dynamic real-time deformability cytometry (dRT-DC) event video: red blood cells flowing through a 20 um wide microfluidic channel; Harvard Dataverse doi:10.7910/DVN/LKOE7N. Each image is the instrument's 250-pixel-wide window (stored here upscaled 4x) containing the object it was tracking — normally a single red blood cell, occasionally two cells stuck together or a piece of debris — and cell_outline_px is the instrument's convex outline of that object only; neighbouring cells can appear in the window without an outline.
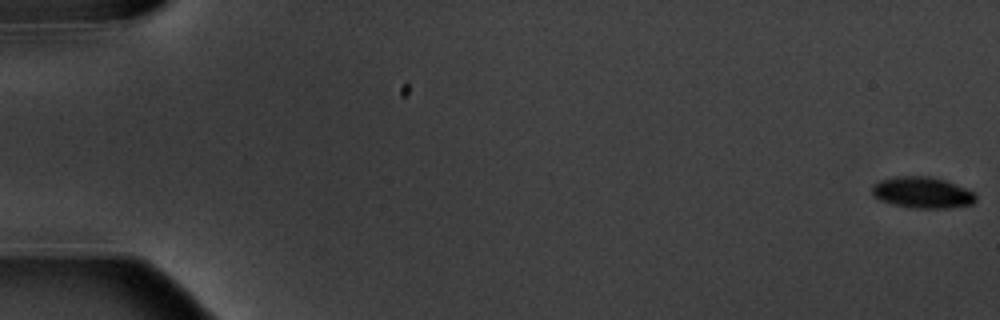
{"species": "common noctule bat (a hibernating species)", "species_latin": "Nyctalus noctula", "temperature_condition": "warm", "stored_images_in_passage": 6, "camera_frame_rate_fps": 3000, "um_per_image_px": 0.085, "animal": {"sex": "male", "body_mass_g": 20.1, "forearm_length_mm": 53.5}, "frame": {"image": 1, "passage_image": 1, "time_ms": 0.0, "image_size_px": [1000, 320], "cell_outline_px": [[976, 200], [972, 204], [948, 208], [912, 208], [892, 204], [880, 200], [872, 192], [872, 184], [880, 180], [896, 176], [928, 176], [944, 180], [964, 188], [972, 192], [976, 196]], "centroid_in_image_um": [78.37, 16.37], "position_along_channel_um": 6.6, "area_um2": 18.73}}
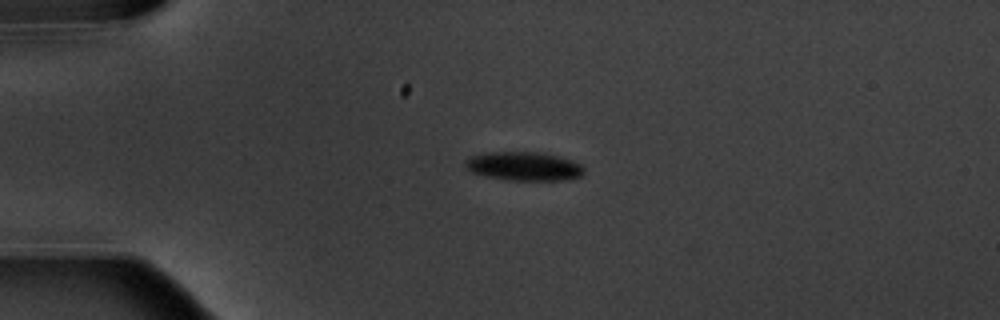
{"frame": {"image": 2, "passage_image": 5, "time_ms": 4.667, "image_size_px": [1000, 320], "cell_outline_px": [[584, 172], [580, 176], [564, 180], [508, 180], [488, 176], [472, 172], [464, 164], [472, 156], [488, 152], [540, 152], [560, 156], [572, 160], [580, 164], [584, 168]], "centroid_in_image_um": [44.58, 14.12], "position_along_channel_um": 40.4, "area_um2": 19.71}}